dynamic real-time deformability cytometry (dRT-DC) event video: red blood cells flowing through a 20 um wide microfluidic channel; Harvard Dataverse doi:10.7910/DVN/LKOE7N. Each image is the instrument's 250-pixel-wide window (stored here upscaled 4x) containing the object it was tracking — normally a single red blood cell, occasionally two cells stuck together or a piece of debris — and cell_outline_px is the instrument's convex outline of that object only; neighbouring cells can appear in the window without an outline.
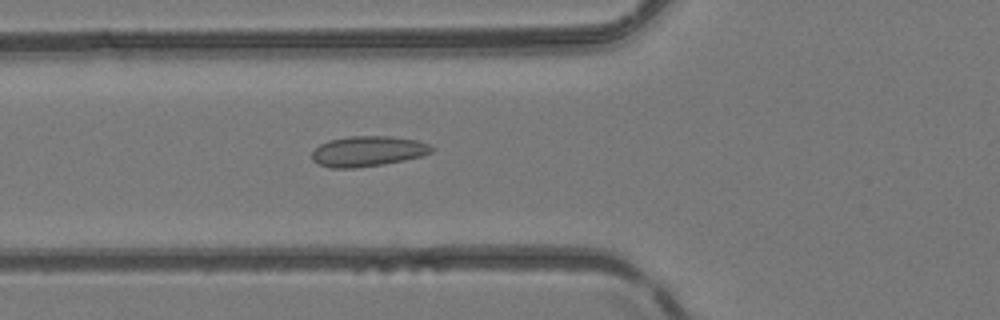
{"species": "common noctule bat (a hibernating species)", "species_latin": "Nyctalus noctula", "temperature_condition": "room temperature", "stored_images_in_passage": 26, "camera_frame_rate_fps": 3000, "um_per_image_px": 0.085, "animal": {"sex": "female", "body_mass_g": 24.6, "forearm_length_mm": 56.2}, "frame": {"image": 1, "passage_image": 3, "time_ms": 0.667, "image_size_px": [1000, 320], "cell_outline_px": [[436, 148], [432, 152], [420, 156], [404, 160], [384, 164], [356, 168], [332, 168], [320, 164], [312, 160], [312, 152], [320, 144], [328, 140], [348, 136], [392, 136], [416, 140], [428, 144]], "centroid_in_image_um": [31.27, 12.85], "position_along_channel_um": 94.5, "area_um2": 21.21}}
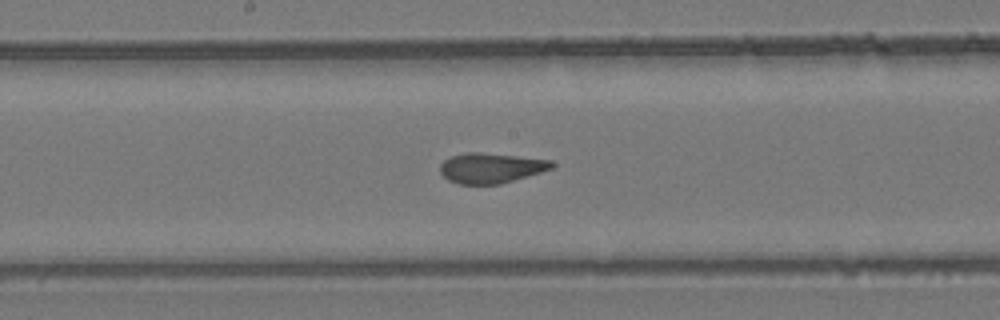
{"frame": {"image": 2, "passage_image": 11, "time_ms": 3.333, "image_size_px": [1000, 320], "cell_outline_px": [[556, 164], [552, 168], [540, 172], [500, 184], [460, 184], [448, 180], [440, 172], [440, 164], [444, 160], [452, 156], [468, 152], [480, 152], [552, 160]], "centroid_in_image_um": [41.72, 14.27], "position_along_channel_um": 206.5, "area_um2": 19.48}}
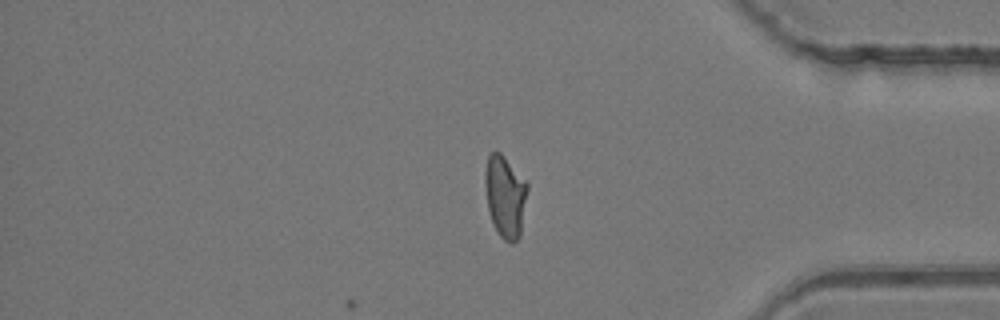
{"frame": {"image": 3, "passage_image": 26, "time_ms": 8.333, "image_size_px": [1000, 320], "cell_outline_px": [[528, 188], [520, 236], [512, 244], [508, 244], [496, 232], [488, 208], [484, 184], [484, 172], [488, 156], [492, 152], [500, 152], [504, 156], [528, 184]], "centroid_in_image_um": [42.93, 16.71], "position_along_channel_um": 392.3, "area_um2": 20.29}}